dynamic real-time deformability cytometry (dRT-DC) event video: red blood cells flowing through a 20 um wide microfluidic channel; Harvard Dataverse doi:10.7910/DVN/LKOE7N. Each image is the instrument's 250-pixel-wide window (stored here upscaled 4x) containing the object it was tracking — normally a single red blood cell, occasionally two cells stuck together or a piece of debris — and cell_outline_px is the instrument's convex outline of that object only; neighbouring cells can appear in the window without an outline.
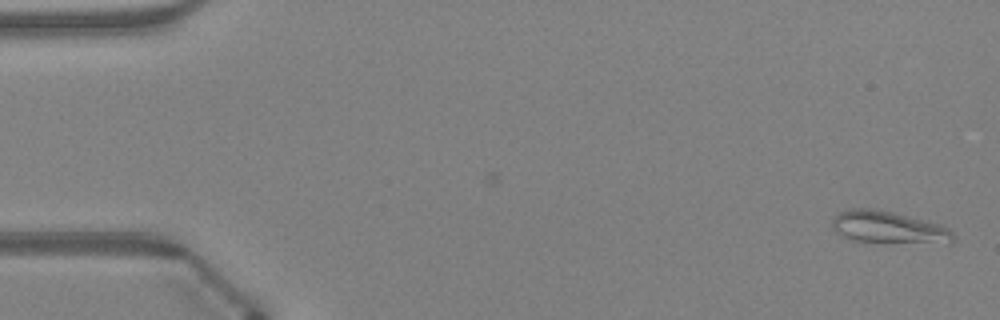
{"species": "Egyptian fruit bat (a non-hibernating species)", "species_latin": "Rousettus aegyptiacus", "temperature_condition": "warm", "stored_images_in_passage": 14, "camera_frame_rate_fps": 3000, "um_per_image_px": 0.085, "animal": {"sex": "female"}, "frame": {"image": 1, "passage_image": 1, "time_ms": 0.0, "image_size_px": [1000, 320], "cell_outline_px": [[956, 240], [948, 244], [852, 240], [836, 232], [832, 228], [832, 220], [840, 212], [848, 208], [872, 208], [892, 212], [944, 224], [956, 236]], "centroid_in_image_um": [75.61, 19.32], "position_along_channel_um": 9.4, "area_um2": 22.89}}